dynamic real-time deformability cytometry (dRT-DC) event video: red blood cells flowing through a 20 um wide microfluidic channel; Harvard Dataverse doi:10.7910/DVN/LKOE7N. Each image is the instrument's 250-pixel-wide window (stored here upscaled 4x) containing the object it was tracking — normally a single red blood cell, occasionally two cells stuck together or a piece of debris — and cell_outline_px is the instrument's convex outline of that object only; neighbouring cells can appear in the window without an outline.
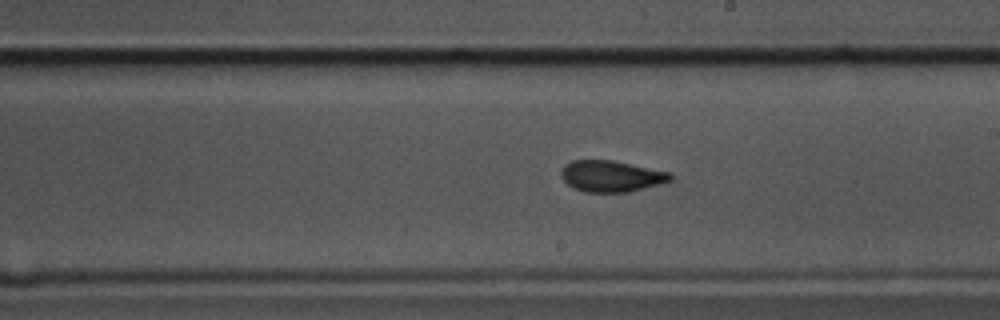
{"species": "common noctule bat (a hibernating species)", "species_latin": "Nyctalus noctula", "temperature_condition": "cold", "stored_images_in_passage": 58, "camera_frame_rate_fps": 3000, "um_per_image_px": 0.085, "animal": {"sex": "male", "body_mass_g": 17.5, "forearm_length_mm": 52.3}, "frame": {"image": 1, "passage_image": 33, "time_ms": 10.667, "image_size_px": [1000, 320], "cell_outline_px": [[672, 180], [664, 184], [628, 192], [584, 192], [572, 188], [560, 176], [560, 172], [564, 164], [572, 160], [612, 160], [672, 172]], "centroid_in_image_um": [51.98, 14.98], "position_along_channel_um": 237.0, "area_um2": 20.29}}
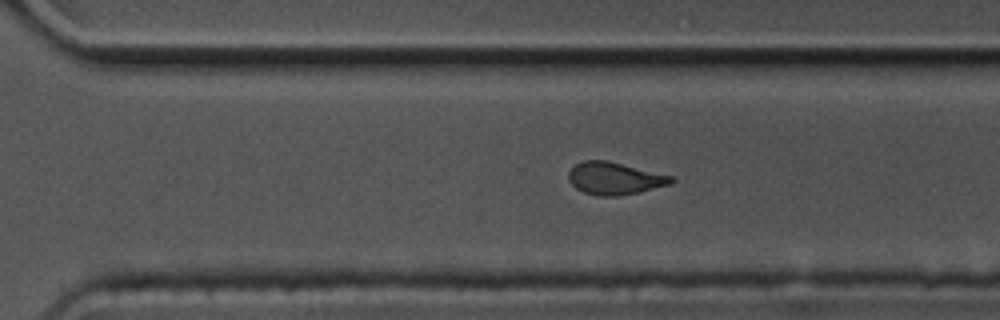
{"frame": {"image": 2, "passage_image": 40, "time_ms": 13.0, "image_size_px": [1000, 320], "cell_outline_px": [[676, 180], [672, 184], [640, 192], [616, 196], [596, 196], [584, 192], [576, 188], [568, 180], [568, 172], [576, 164], [584, 160], [608, 160], [672, 176]], "centroid_in_image_um": [52.25, 15.17], "position_along_channel_um": 318.3, "area_um2": 19.48}}
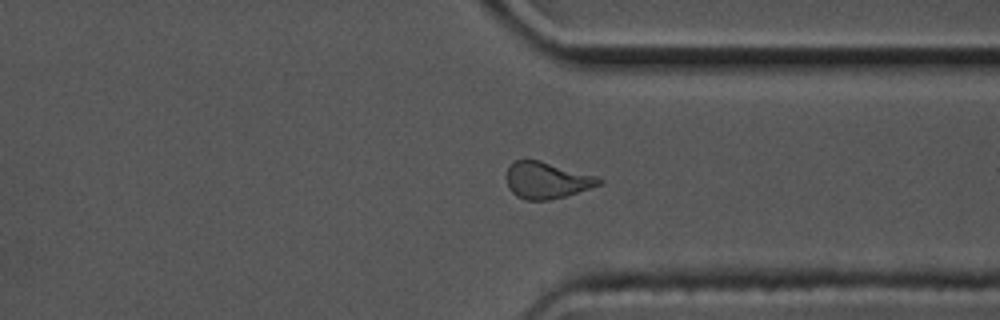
{"frame": {"image": 3, "passage_image": 44, "time_ms": 14.333, "image_size_px": [1000, 320], "cell_outline_px": [[604, 184], [564, 196], [548, 200], [524, 200], [516, 196], [508, 188], [508, 168], [516, 160], [540, 160], [596, 176], [604, 180]], "centroid_in_image_um": [46.51, 15.33], "position_along_channel_um": 364.9, "area_um2": 19.54}, "authors_computed_cell_mechanics": {"area_um2": 20.2878, "velocity_mm_per_s": 3.4875, "shape_relaxation_time_tau1_ms": 4.241, "shape_relaxation_time_tau2_ms": 2.3431, "deformation_change_tau1": 0.1422, "deformation_change_tau2": 0.0887}}